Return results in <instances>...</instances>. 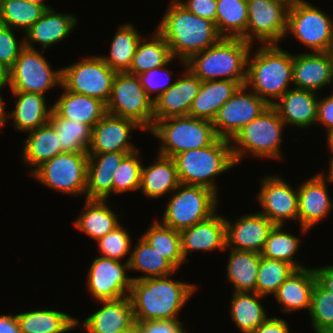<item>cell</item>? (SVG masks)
<instances>
[{"label":"cell","instance_id":"cell-1","mask_svg":"<svg viewBox=\"0 0 333 333\" xmlns=\"http://www.w3.org/2000/svg\"><path fill=\"white\" fill-rule=\"evenodd\" d=\"M168 6L155 30L168 43L172 57H178L186 67L192 55L211 47L222 37L215 23L191 13L179 0H171Z\"/></svg>","mask_w":333,"mask_h":333},{"label":"cell","instance_id":"cell-2","mask_svg":"<svg viewBox=\"0 0 333 333\" xmlns=\"http://www.w3.org/2000/svg\"><path fill=\"white\" fill-rule=\"evenodd\" d=\"M173 274L134 280L129 293L135 322L179 319L196 285L173 280Z\"/></svg>","mask_w":333,"mask_h":333},{"label":"cell","instance_id":"cell-3","mask_svg":"<svg viewBox=\"0 0 333 333\" xmlns=\"http://www.w3.org/2000/svg\"><path fill=\"white\" fill-rule=\"evenodd\" d=\"M247 59V88L272 106L292 84L293 53L279 44L262 45Z\"/></svg>","mask_w":333,"mask_h":333},{"label":"cell","instance_id":"cell-4","mask_svg":"<svg viewBox=\"0 0 333 333\" xmlns=\"http://www.w3.org/2000/svg\"><path fill=\"white\" fill-rule=\"evenodd\" d=\"M251 47L240 38H221L211 47L192 55L186 61V68L201 81L230 80L244 86Z\"/></svg>","mask_w":333,"mask_h":333},{"label":"cell","instance_id":"cell-5","mask_svg":"<svg viewBox=\"0 0 333 333\" xmlns=\"http://www.w3.org/2000/svg\"><path fill=\"white\" fill-rule=\"evenodd\" d=\"M231 146L230 140L217 138L209 146L173 156L179 182L204 186L218 195L215 176L224 174L236 166Z\"/></svg>","mask_w":333,"mask_h":333},{"label":"cell","instance_id":"cell-6","mask_svg":"<svg viewBox=\"0 0 333 333\" xmlns=\"http://www.w3.org/2000/svg\"><path fill=\"white\" fill-rule=\"evenodd\" d=\"M285 127L277 110L273 106L266 108L231 140L232 155L236 166L249 153L256 158L281 160L283 157L281 153L282 132Z\"/></svg>","mask_w":333,"mask_h":333},{"label":"cell","instance_id":"cell-7","mask_svg":"<svg viewBox=\"0 0 333 333\" xmlns=\"http://www.w3.org/2000/svg\"><path fill=\"white\" fill-rule=\"evenodd\" d=\"M149 132L161 141L157 153L167 157L209 146L218 138L212 121L189 115L157 120Z\"/></svg>","mask_w":333,"mask_h":333},{"label":"cell","instance_id":"cell-8","mask_svg":"<svg viewBox=\"0 0 333 333\" xmlns=\"http://www.w3.org/2000/svg\"><path fill=\"white\" fill-rule=\"evenodd\" d=\"M218 199L207 187L180 183L166 203L160 222L177 231L189 228L213 215Z\"/></svg>","mask_w":333,"mask_h":333},{"label":"cell","instance_id":"cell-9","mask_svg":"<svg viewBox=\"0 0 333 333\" xmlns=\"http://www.w3.org/2000/svg\"><path fill=\"white\" fill-rule=\"evenodd\" d=\"M106 111L133 120L146 132L154 124V101L144 90L139 77L127 72L116 73Z\"/></svg>","mask_w":333,"mask_h":333},{"label":"cell","instance_id":"cell-10","mask_svg":"<svg viewBox=\"0 0 333 333\" xmlns=\"http://www.w3.org/2000/svg\"><path fill=\"white\" fill-rule=\"evenodd\" d=\"M87 152H63L42 163L30 176L61 194L86 196Z\"/></svg>","mask_w":333,"mask_h":333},{"label":"cell","instance_id":"cell-11","mask_svg":"<svg viewBox=\"0 0 333 333\" xmlns=\"http://www.w3.org/2000/svg\"><path fill=\"white\" fill-rule=\"evenodd\" d=\"M314 4L295 0L289 7L287 34L314 52H327L333 34V19Z\"/></svg>","mask_w":333,"mask_h":333},{"label":"cell","instance_id":"cell-12","mask_svg":"<svg viewBox=\"0 0 333 333\" xmlns=\"http://www.w3.org/2000/svg\"><path fill=\"white\" fill-rule=\"evenodd\" d=\"M61 70V85L66 90L97 98L107 104L117 72L100 56L82 57L80 61Z\"/></svg>","mask_w":333,"mask_h":333},{"label":"cell","instance_id":"cell-13","mask_svg":"<svg viewBox=\"0 0 333 333\" xmlns=\"http://www.w3.org/2000/svg\"><path fill=\"white\" fill-rule=\"evenodd\" d=\"M62 70H54L39 49L24 47L10 68V91L45 95L61 86Z\"/></svg>","mask_w":333,"mask_h":333},{"label":"cell","instance_id":"cell-14","mask_svg":"<svg viewBox=\"0 0 333 333\" xmlns=\"http://www.w3.org/2000/svg\"><path fill=\"white\" fill-rule=\"evenodd\" d=\"M293 2L280 0H247L248 24L246 42L261 45L278 44L286 37L289 7Z\"/></svg>","mask_w":333,"mask_h":333},{"label":"cell","instance_id":"cell-15","mask_svg":"<svg viewBox=\"0 0 333 333\" xmlns=\"http://www.w3.org/2000/svg\"><path fill=\"white\" fill-rule=\"evenodd\" d=\"M127 270H130L128 259L122 263L103 256L94 258L86 281L91 298L106 301L129 296L133 280L132 276L128 277Z\"/></svg>","mask_w":333,"mask_h":333},{"label":"cell","instance_id":"cell-16","mask_svg":"<svg viewBox=\"0 0 333 333\" xmlns=\"http://www.w3.org/2000/svg\"><path fill=\"white\" fill-rule=\"evenodd\" d=\"M247 91L246 85L241 86L219 109L212 122L218 138L231 141L244 126L269 107L252 90Z\"/></svg>","mask_w":333,"mask_h":333},{"label":"cell","instance_id":"cell-17","mask_svg":"<svg viewBox=\"0 0 333 333\" xmlns=\"http://www.w3.org/2000/svg\"><path fill=\"white\" fill-rule=\"evenodd\" d=\"M255 197L262 207L260 212L275 225H285L287 220L298 221V187L293 189L279 175H266Z\"/></svg>","mask_w":333,"mask_h":333},{"label":"cell","instance_id":"cell-18","mask_svg":"<svg viewBox=\"0 0 333 333\" xmlns=\"http://www.w3.org/2000/svg\"><path fill=\"white\" fill-rule=\"evenodd\" d=\"M274 226L260 212L242 215L234 222L225 217V250L261 253Z\"/></svg>","mask_w":333,"mask_h":333},{"label":"cell","instance_id":"cell-19","mask_svg":"<svg viewBox=\"0 0 333 333\" xmlns=\"http://www.w3.org/2000/svg\"><path fill=\"white\" fill-rule=\"evenodd\" d=\"M143 130L136 122L106 113L92 128L88 154L109 152H135L138 149L129 141L133 129Z\"/></svg>","mask_w":333,"mask_h":333},{"label":"cell","instance_id":"cell-20","mask_svg":"<svg viewBox=\"0 0 333 333\" xmlns=\"http://www.w3.org/2000/svg\"><path fill=\"white\" fill-rule=\"evenodd\" d=\"M326 182L317 173L298 185V222L301 233H307L331 213L333 202Z\"/></svg>","mask_w":333,"mask_h":333},{"label":"cell","instance_id":"cell-21","mask_svg":"<svg viewBox=\"0 0 333 333\" xmlns=\"http://www.w3.org/2000/svg\"><path fill=\"white\" fill-rule=\"evenodd\" d=\"M181 75L154 101V123L169 117L188 115L202 81L188 68Z\"/></svg>","mask_w":333,"mask_h":333},{"label":"cell","instance_id":"cell-22","mask_svg":"<svg viewBox=\"0 0 333 333\" xmlns=\"http://www.w3.org/2000/svg\"><path fill=\"white\" fill-rule=\"evenodd\" d=\"M292 81L294 88L317 93L333 82V62L327 52L293 55Z\"/></svg>","mask_w":333,"mask_h":333},{"label":"cell","instance_id":"cell-23","mask_svg":"<svg viewBox=\"0 0 333 333\" xmlns=\"http://www.w3.org/2000/svg\"><path fill=\"white\" fill-rule=\"evenodd\" d=\"M102 306L85 320L77 323L82 324V330L87 333H121L134 325L135 317L129 296L118 300L97 301Z\"/></svg>","mask_w":333,"mask_h":333},{"label":"cell","instance_id":"cell-24","mask_svg":"<svg viewBox=\"0 0 333 333\" xmlns=\"http://www.w3.org/2000/svg\"><path fill=\"white\" fill-rule=\"evenodd\" d=\"M54 10V8L46 9L41 18L26 31L24 34L26 47L38 49L35 45L39 44L43 50H46L73 32L78 25V17L71 13H58Z\"/></svg>","mask_w":333,"mask_h":333},{"label":"cell","instance_id":"cell-25","mask_svg":"<svg viewBox=\"0 0 333 333\" xmlns=\"http://www.w3.org/2000/svg\"><path fill=\"white\" fill-rule=\"evenodd\" d=\"M185 262L192 251H226L225 218L216 211L208 219L180 231Z\"/></svg>","mask_w":333,"mask_h":333},{"label":"cell","instance_id":"cell-26","mask_svg":"<svg viewBox=\"0 0 333 333\" xmlns=\"http://www.w3.org/2000/svg\"><path fill=\"white\" fill-rule=\"evenodd\" d=\"M317 93L304 89L291 88L272 106L277 110L285 125L297 128H309L316 125L318 97Z\"/></svg>","mask_w":333,"mask_h":333},{"label":"cell","instance_id":"cell-27","mask_svg":"<svg viewBox=\"0 0 333 333\" xmlns=\"http://www.w3.org/2000/svg\"><path fill=\"white\" fill-rule=\"evenodd\" d=\"M316 281L313 268L295 269L274 295L278 304L282 306V313H292L300 309L310 312Z\"/></svg>","mask_w":333,"mask_h":333},{"label":"cell","instance_id":"cell-28","mask_svg":"<svg viewBox=\"0 0 333 333\" xmlns=\"http://www.w3.org/2000/svg\"><path fill=\"white\" fill-rule=\"evenodd\" d=\"M64 89L53 105V110L64 119L79 121L93 128L107 113L101 100Z\"/></svg>","mask_w":333,"mask_h":333},{"label":"cell","instance_id":"cell-29","mask_svg":"<svg viewBox=\"0 0 333 333\" xmlns=\"http://www.w3.org/2000/svg\"><path fill=\"white\" fill-rule=\"evenodd\" d=\"M10 92L17 100L15 108L8 112V119H13L14 128L18 131L29 132L49 122L53 105L48 108L46 95L19 91Z\"/></svg>","mask_w":333,"mask_h":333},{"label":"cell","instance_id":"cell-30","mask_svg":"<svg viewBox=\"0 0 333 333\" xmlns=\"http://www.w3.org/2000/svg\"><path fill=\"white\" fill-rule=\"evenodd\" d=\"M149 166H142L139 191L145 197L157 199L173 192L180 184L172 157L157 154Z\"/></svg>","mask_w":333,"mask_h":333},{"label":"cell","instance_id":"cell-31","mask_svg":"<svg viewBox=\"0 0 333 333\" xmlns=\"http://www.w3.org/2000/svg\"><path fill=\"white\" fill-rule=\"evenodd\" d=\"M241 86L239 82L230 80L202 81L199 93L193 99L188 115L213 122L221 106Z\"/></svg>","mask_w":333,"mask_h":333},{"label":"cell","instance_id":"cell-32","mask_svg":"<svg viewBox=\"0 0 333 333\" xmlns=\"http://www.w3.org/2000/svg\"><path fill=\"white\" fill-rule=\"evenodd\" d=\"M24 140L22 163L30 165V174L42 163L63 153L55 128L48 122L28 132Z\"/></svg>","mask_w":333,"mask_h":333},{"label":"cell","instance_id":"cell-33","mask_svg":"<svg viewBox=\"0 0 333 333\" xmlns=\"http://www.w3.org/2000/svg\"><path fill=\"white\" fill-rule=\"evenodd\" d=\"M108 200L86 199L83 212L73 222L74 226L97 241L120 224L119 215L106 204Z\"/></svg>","mask_w":333,"mask_h":333},{"label":"cell","instance_id":"cell-34","mask_svg":"<svg viewBox=\"0 0 333 333\" xmlns=\"http://www.w3.org/2000/svg\"><path fill=\"white\" fill-rule=\"evenodd\" d=\"M16 317L22 333H68L81 326L75 317L55 309L26 311Z\"/></svg>","mask_w":333,"mask_h":333},{"label":"cell","instance_id":"cell-35","mask_svg":"<svg viewBox=\"0 0 333 333\" xmlns=\"http://www.w3.org/2000/svg\"><path fill=\"white\" fill-rule=\"evenodd\" d=\"M227 262V278L234 292H255L261 253L231 249Z\"/></svg>","mask_w":333,"mask_h":333},{"label":"cell","instance_id":"cell-36","mask_svg":"<svg viewBox=\"0 0 333 333\" xmlns=\"http://www.w3.org/2000/svg\"><path fill=\"white\" fill-rule=\"evenodd\" d=\"M262 298L265 297L255 292H233L230 316L241 332L253 333L268 318Z\"/></svg>","mask_w":333,"mask_h":333},{"label":"cell","instance_id":"cell-37","mask_svg":"<svg viewBox=\"0 0 333 333\" xmlns=\"http://www.w3.org/2000/svg\"><path fill=\"white\" fill-rule=\"evenodd\" d=\"M127 259L129 260V271L133 270L144 274L139 277H132L133 281L177 273V269L142 237L137 239V243Z\"/></svg>","mask_w":333,"mask_h":333},{"label":"cell","instance_id":"cell-38","mask_svg":"<svg viewBox=\"0 0 333 333\" xmlns=\"http://www.w3.org/2000/svg\"><path fill=\"white\" fill-rule=\"evenodd\" d=\"M141 34L131 23L118 26L112 38L109 55L100 56L116 72H127L132 64Z\"/></svg>","mask_w":333,"mask_h":333},{"label":"cell","instance_id":"cell-39","mask_svg":"<svg viewBox=\"0 0 333 333\" xmlns=\"http://www.w3.org/2000/svg\"><path fill=\"white\" fill-rule=\"evenodd\" d=\"M149 40L144 42V38L139 41L132 64L127 73L139 75L148 70L162 67L173 57L165 39L155 30Z\"/></svg>","mask_w":333,"mask_h":333},{"label":"cell","instance_id":"cell-40","mask_svg":"<svg viewBox=\"0 0 333 333\" xmlns=\"http://www.w3.org/2000/svg\"><path fill=\"white\" fill-rule=\"evenodd\" d=\"M247 0H217L216 28L222 38L246 41Z\"/></svg>","mask_w":333,"mask_h":333},{"label":"cell","instance_id":"cell-41","mask_svg":"<svg viewBox=\"0 0 333 333\" xmlns=\"http://www.w3.org/2000/svg\"><path fill=\"white\" fill-rule=\"evenodd\" d=\"M140 236L177 270L185 263L180 231L174 230L156 219L149 225L146 232Z\"/></svg>","mask_w":333,"mask_h":333},{"label":"cell","instance_id":"cell-42","mask_svg":"<svg viewBox=\"0 0 333 333\" xmlns=\"http://www.w3.org/2000/svg\"><path fill=\"white\" fill-rule=\"evenodd\" d=\"M49 123L55 128L62 152H88L92 128L79 121L61 118L54 110Z\"/></svg>","mask_w":333,"mask_h":333},{"label":"cell","instance_id":"cell-43","mask_svg":"<svg viewBox=\"0 0 333 333\" xmlns=\"http://www.w3.org/2000/svg\"><path fill=\"white\" fill-rule=\"evenodd\" d=\"M46 9L26 0H3L0 8V24L23 33L33 26Z\"/></svg>","mask_w":333,"mask_h":333},{"label":"cell","instance_id":"cell-44","mask_svg":"<svg viewBox=\"0 0 333 333\" xmlns=\"http://www.w3.org/2000/svg\"><path fill=\"white\" fill-rule=\"evenodd\" d=\"M284 225H275L265 242L261 256L290 263L296 269L305 268L299 260H295L300 247V238L284 231ZM299 261V263H298Z\"/></svg>","mask_w":333,"mask_h":333},{"label":"cell","instance_id":"cell-45","mask_svg":"<svg viewBox=\"0 0 333 333\" xmlns=\"http://www.w3.org/2000/svg\"><path fill=\"white\" fill-rule=\"evenodd\" d=\"M295 269L290 263L261 256L255 293L274 296Z\"/></svg>","mask_w":333,"mask_h":333},{"label":"cell","instance_id":"cell-46","mask_svg":"<svg viewBox=\"0 0 333 333\" xmlns=\"http://www.w3.org/2000/svg\"><path fill=\"white\" fill-rule=\"evenodd\" d=\"M309 314L315 333H333V293L324 289L317 281L312 292Z\"/></svg>","mask_w":333,"mask_h":333},{"label":"cell","instance_id":"cell-47","mask_svg":"<svg viewBox=\"0 0 333 333\" xmlns=\"http://www.w3.org/2000/svg\"><path fill=\"white\" fill-rule=\"evenodd\" d=\"M139 150L127 154L113 175V194L139 191L141 182V163Z\"/></svg>","mask_w":333,"mask_h":333},{"label":"cell","instance_id":"cell-48","mask_svg":"<svg viewBox=\"0 0 333 333\" xmlns=\"http://www.w3.org/2000/svg\"><path fill=\"white\" fill-rule=\"evenodd\" d=\"M98 251L101 256L122 261L127 254H131V237L122 224L117 225L111 232L99 238ZM122 259V260H121Z\"/></svg>","mask_w":333,"mask_h":333},{"label":"cell","instance_id":"cell-49","mask_svg":"<svg viewBox=\"0 0 333 333\" xmlns=\"http://www.w3.org/2000/svg\"><path fill=\"white\" fill-rule=\"evenodd\" d=\"M173 59L174 58H172L167 64L162 67H157L137 75L144 90L153 101H155L161 94H163L175 83V80H173L174 82H170L172 81V74L170 72V69L167 68L170 62L173 61ZM153 93H156V95H154Z\"/></svg>","mask_w":333,"mask_h":333},{"label":"cell","instance_id":"cell-50","mask_svg":"<svg viewBox=\"0 0 333 333\" xmlns=\"http://www.w3.org/2000/svg\"><path fill=\"white\" fill-rule=\"evenodd\" d=\"M113 171L87 170L86 199L107 200L113 194Z\"/></svg>","mask_w":333,"mask_h":333},{"label":"cell","instance_id":"cell-51","mask_svg":"<svg viewBox=\"0 0 333 333\" xmlns=\"http://www.w3.org/2000/svg\"><path fill=\"white\" fill-rule=\"evenodd\" d=\"M16 30L11 27L0 24V61L11 68L18 58L21 50L25 47L24 38L23 41L19 40L15 36Z\"/></svg>","mask_w":333,"mask_h":333},{"label":"cell","instance_id":"cell-52","mask_svg":"<svg viewBox=\"0 0 333 333\" xmlns=\"http://www.w3.org/2000/svg\"><path fill=\"white\" fill-rule=\"evenodd\" d=\"M132 152H109L101 154H88L87 170L117 171L123 158Z\"/></svg>","mask_w":333,"mask_h":333},{"label":"cell","instance_id":"cell-53","mask_svg":"<svg viewBox=\"0 0 333 333\" xmlns=\"http://www.w3.org/2000/svg\"><path fill=\"white\" fill-rule=\"evenodd\" d=\"M140 333H187L179 319L136 322Z\"/></svg>","mask_w":333,"mask_h":333},{"label":"cell","instance_id":"cell-54","mask_svg":"<svg viewBox=\"0 0 333 333\" xmlns=\"http://www.w3.org/2000/svg\"><path fill=\"white\" fill-rule=\"evenodd\" d=\"M179 2L191 13L216 25L217 0H179Z\"/></svg>","mask_w":333,"mask_h":333},{"label":"cell","instance_id":"cell-55","mask_svg":"<svg viewBox=\"0 0 333 333\" xmlns=\"http://www.w3.org/2000/svg\"><path fill=\"white\" fill-rule=\"evenodd\" d=\"M317 123L326 127V132L333 129V96L318 98Z\"/></svg>","mask_w":333,"mask_h":333},{"label":"cell","instance_id":"cell-56","mask_svg":"<svg viewBox=\"0 0 333 333\" xmlns=\"http://www.w3.org/2000/svg\"><path fill=\"white\" fill-rule=\"evenodd\" d=\"M253 333H290V330L281 317H268Z\"/></svg>","mask_w":333,"mask_h":333},{"label":"cell","instance_id":"cell-57","mask_svg":"<svg viewBox=\"0 0 333 333\" xmlns=\"http://www.w3.org/2000/svg\"><path fill=\"white\" fill-rule=\"evenodd\" d=\"M317 282L327 291L333 293V265L313 268Z\"/></svg>","mask_w":333,"mask_h":333},{"label":"cell","instance_id":"cell-58","mask_svg":"<svg viewBox=\"0 0 333 333\" xmlns=\"http://www.w3.org/2000/svg\"><path fill=\"white\" fill-rule=\"evenodd\" d=\"M0 333H22L16 314L13 315H0Z\"/></svg>","mask_w":333,"mask_h":333},{"label":"cell","instance_id":"cell-59","mask_svg":"<svg viewBox=\"0 0 333 333\" xmlns=\"http://www.w3.org/2000/svg\"><path fill=\"white\" fill-rule=\"evenodd\" d=\"M10 87V68L0 61V88Z\"/></svg>","mask_w":333,"mask_h":333},{"label":"cell","instance_id":"cell-60","mask_svg":"<svg viewBox=\"0 0 333 333\" xmlns=\"http://www.w3.org/2000/svg\"><path fill=\"white\" fill-rule=\"evenodd\" d=\"M1 88H0V93H1ZM2 94H0V129L1 127H4L7 124V120H8V112L5 109V105L6 103H4L5 101L4 98H2L1 96Z\"/></svg>","mask_w":333,"mask_h":333},{"label":"cell","instance_id":"cell-61","mask_svg":"<svg viewBox=\"0 0 333 333\" xmlns=\"http://www.w3.org/2000/svg\"><path fill=\"white\" fill-rule=\"evenodd\" d=\"M330 161H329V171H328V175L326 174L324 176L323 173L320 172V174L322 175V177L327 181V183H331L333 182V153L330 154Z\"/></svg>","mask_w":333,"mask_h":333},{"label":"cell","instance_id":"cell-62","mask_svg":"<svg viewBox=\"0 0 333 333\" xmlns=\"http://www.w3.org/2000/svg\"><path fill=\"white\" fill-rule=\"evenodd\" d=\"M326 137L328 145L327 149H329V152L333 153V129L327 131Z\"/></svg>","mask_w":333,"mask_h":333},{"label":"cell","instance_id":"cell-63","mask_svg":"<svg viewBox=\"0 0 333 333\" xmlns=\"http://www.w3.org/2000/svg\"><path fill=\"white\" fill-rule=\"evenodd\" d=\"M121 333H140L139 325L137 323H135L130 328H128L127 330L122 331Z\"/></svg>","mask_w":333,"mask_h":333},{"label":"cell","instance_id":"cell-64","mask_svg":"<svg viewBox=\"0 0 333 333\" xmlns=\"http://www.w3.org/2000/svg\"><path fill=\"white\" fill-rule=\"evenodd\" d=\"M30 3H33V4H37V5H41L43 6L45 9H50L52 7H50L47 3L45 4V0H26Z\"/></svg>","mask_w":333,"mask_h":333},{"label":"cell","instance_id":"cell-65","mask_svg":"<svg viewBox=\"0 0 333 333\" xmlns=\"http://www.w3.org/2000/svg\"><path fill=\"white\" fill-rule=\"evenodd\" d=\"M327 53H328L329 57L332 59V62H333V34H332L331 43L329 45Z\"/></svg>","mask_w":333,"mask_h":333},{"label":"cell","instance_id":"cell-66","mask_svg":"<svg viewBox=\"0 0 333 333\" xmlns=\"http://www.w3.org/2000/svg\"><path fill=\"white\" fill-rule=\"evenodd\" d=\"M282 2H294L295 0H280Z\"/></svg>","mask_w":333,"mask_h":333}]
</instances>
